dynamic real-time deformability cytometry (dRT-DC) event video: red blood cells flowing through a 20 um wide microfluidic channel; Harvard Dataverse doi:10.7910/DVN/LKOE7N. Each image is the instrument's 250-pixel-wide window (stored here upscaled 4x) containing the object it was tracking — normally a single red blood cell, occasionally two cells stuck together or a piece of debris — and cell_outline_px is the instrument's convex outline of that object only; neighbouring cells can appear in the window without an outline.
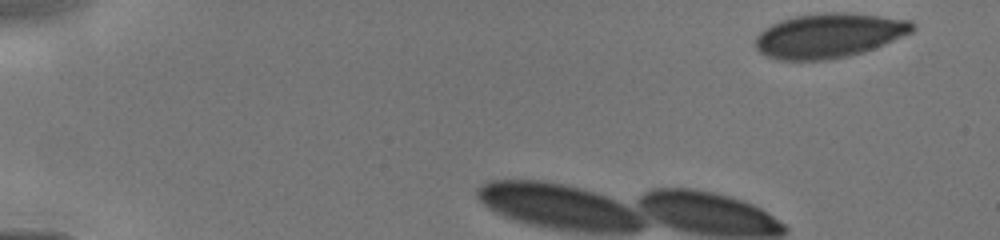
{"species": "human", "species_latin": "Homo sapiens", "temperature_condition": "cold", "stored_images_in_passage": 15, "segment_of_instrument_passage": [1, 2], "camera_frame_rate_fps": 3000, "um_per_image_px": 0.085, "donor": {"sex": "male"}, "frame": {"image": 1, "passage_image": 1, "time_ms": 0.0, "image_size_px": [1000, 240], "cell_outline_px": [[916, 28], [912, 32], [876, 48], [864, 52], [848, 56], [828, 60], [776, 60], [760, 52], [756, 48], [756, 36], [764, 28], [780, 20], [796, 16], [832, 12], [840, 12], [912, 20], [916, 24]], "centroid_in_image_um": [70.48, 3.03], "position_along_channel_um": 14.5, "area_um2": 40.69}}
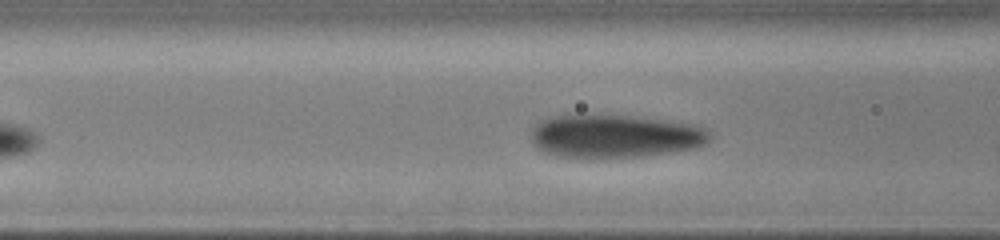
{"frame": {"image": 2, "passage_image": 11, "time_ms": 4.333, "image_size_px": [1000, 240], "cell_outline_px": [[712, 136], [704, 144], [696, 148], [672, 152], [640, 156], [604, 160], [592, 160], [556, 156], [544, 152], [536, 148], [532, 144], [532, 128], [540, 120], [548, 116], [632, 116], [700, 124]], "centroid_in_image_um": [52.24, 11.61], "position_along_channel_um": 114.4, "area_um2": 45.84}}
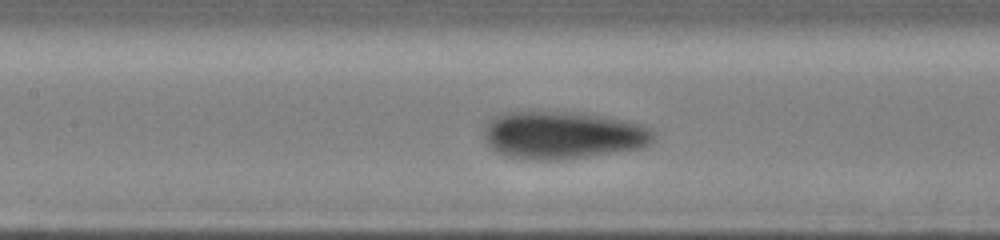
{"frame": {"image": 3, "passage_image": 13, "time_ms": 5.333, "image_size_px": [1000, 240], "cell_outline_px": [[656, 140], [652, 144], [644, 148], [560, 160], [520, 160], [504, 156], [496, 152], [484, 140], [484, 128], [496, 116], [504, 112], [564, 112], [596, 116], [620, 120], [640, 124], [656, 132]], "centroid_in_image_um": [47.84, 11.52], "position_along_channel_um": 159.6, "area_um2": 47.11}}